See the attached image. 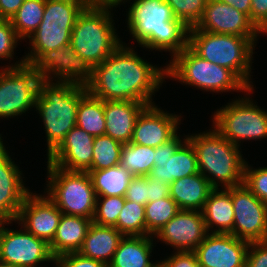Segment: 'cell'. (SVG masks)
<instances>
[{
    "label": "cell",
    "mask_w": 267,
    "mask_h": 267,
    "mask_svg": "<svg viewBox=\"0 0 267 267\" xmlns=\"http://www.w3.org/2000/svg\"><path fill=\"white\" fill-rule=\"evenodd\" d=\"M46 0H24L16 14L10 19L20 40L29 38L39 27Z\"/></svg>",
    "instance_id": "30"
},
{
    "label": "cell",
    "mask_w": 267,
    "mask_h": 267,
    "mask_svg": "<svg viewBox=\"0 0 267 267\" xmlns=\"http://www.w3.org/2000/svg\"><path fill=\"white\" fill-rule=\"evenodd\" d=\"M97 197L125 196L133 175L121 164L101 169L87 170Z\"/></svg>",
    "instance_id": "28"
},
{
    "label": "cell",
    "mask_w": 267,
    "mask_h": 267,
    "mask_svg": "<svg viewBox=\"0 0 267 267\" xmlns=\"http://www.w3.org/2000/svg\"><path fill=\"white\" fill-rule=\"evenodd\" d=\"M54 263L55 267H108L104 262L84 257L78 252L59 255Z\"/></svg>",
    "instance_id": "39"
},
{
    "label": "cell",
    "mask_w": 267,
    "mask_h": 267,
    "mask_svg": "<svg viewBox=\"0 0 267 267\" xmlns=\"http://www.w3.org/2000/svg\"><path fill=\"white\" fill-rule=\"evenodd\" d=\"M180 117L165 112L156 104L148 105L137 118L131 143L154 148L161 146L177 133Z\"/></svg>",
    "instance_id": "20"
},
{
    "label": "cell",
    "mask_w": 267,
    "mask_h": 267,
    "mask_svg": "<svg viewBox=\"0 0 267 267\" xmlns=\"http://www.w3.org/2000/svg\"><path fill=\"white\" fill-rule=\"evenodd\" d=\"M188 46L201 58L231 70L249 89H253L251 67L258 38L215 34L189 29Z\"/></svg>",
    "instance_id": "7"
},
{
    "label": "cell",
    "mask_w": 267,
    "mask_h": 267,
    "mask_svg": "<svg viewBox=\"0 0 267 267\" xmlns=\"http://www.w3.org/2000/svg\"><path fill=\"white\" fill-rule=\"evenodd\" d=\"M123 144L107 135L94 138L92 165L88 170H101L120 164Z\"/></svg>",
    "instance_id": "33"
},
{
    "label": "cell",
    "mask_w": 267,
    "mask_h": 267,
    "mask_svg": "<svg viewBox=\"0 0 267 267\" xmlns=\"http://www.w3.org/2000/svg\"><path fill=\"white\" fill-rule=\"evenodd\" d=\"M123 237L124 235L113 226H102L92 222L78 253L104 262L108 266Z\"/></svg>",
    "instance_id": "24"
},
{
    "label": "cell",
    "mask_w": 267,
    "mask_h": 267,
    "mask_svg": "<svg viewBox=\"0 0 267 267\" xmlns=\"http://www.w3.org/2000/svg\"><path fill=\"white\" fill-rule=\"evenodd\" d=\"M111 8L87 6L82 11L72 30L66 62L57 73L82 78L123 43L116 34Z\"/></svg>",
    "instance_id": "2"
},
{
    "label": "cell",
    "mask_w": 267,
    "mask_h": 267,
    "mask_svg": "<svg viewBox=\"0 0 267 267\" xmlns=\"http://www.w3.org/2000/svg\"><path fill=\"white\" fill-rule=\"evenodd\" d=\"M92 224V219L62 214L55 236L49 244L54 257L78 252Z\"/></svg>",
    "instance_id": "25"
},
{
    "label": "cell",
    "mask_w": 267,
    "mask_h": 267,
    "mask_svg": "<svg viewBox=\"0 0 267 267\" xmlns=\"http://www.w3.org/2000/svg\"><path fill=\"white\" fill-rule=\"evenodd\" d=\"M246 267H267V241L249 243Z\"/></svg>",
    "instance_id": "42"
},
{
    "label": "cell",
    "mask_w": 267,
    "mask_h": 267,
    "mask_svg": "<svg viewBox=\"0 0 267 267\" xmlns=\"http://www.w3.org/2000/svg\"><path fill=\"white\" fill-rule=\"evenodd\" d=\"M250 21L260 36L267 35V0H251Z\"/></svg>",
    "instance_id": "41"
},
{
    "label": "cell",
    "mask_w": 267,
    "mask_h": 267,
    "mask_svg": "<svg viewBox=\"0 0 267 267\" xmlns=\"http://www.w3.org/2000/svg\"><path fill=\"white\" fill-rule=\"evenodd\" d=\"M178 132L161 146L154 148V166L150 177L165 183L199 173L197 155L191 142L185 138L181 140Z\"/></svg>",
    "instance_id": "13"
},
{
    "label": "cell",
    "mask_w": 267,
    "mask_h": 267,
    "mask_svg": "<svg viewBox=\"0 0 267 267\" xmlns=\"http://www.w3.org/2000/svg\"><path fill=\"white\" fill-rule=\"evenodd\" d=\"M30 192L20 208L16 222L28 232L50 244L62 212L46 195Z\"/></svg>",
    "instance_id": "18"
},
{
    "label": "cell",
    "mask_w": 267,
    "mask_h": 267,
    "mask_svg": "<svg viewBox=\"0 0 267 267\" xmlns=\"http://www.w3.org/2000/svg\"><path fill=\"white\" fill-rule=\"evenodd\" d=\"M220 2L232 5L240 12L246 14L250 19L251 0H218Z\"/></svg>",
    "instance_id": "46"
},
{
    "label": "cell",
    "mask_w": 267,
    "mask_h": 267,
    "mask_svg": "<svg viewBox=\"0 0 267 267\" xmlns=\"http://www.w3.org/2000/svg\"><path fill=\"white\" fill-rule=\"evenodd\" d=\"M24 0H0V17L10 20L17 12Z\"/></svg>",
    "instance_id": "45"
},
{
    "label": "cell",
    "mask_w": 267,
    "mask_h": 267,
    "mask_svg": "<svg viewBox=\"0 0 267 267\" xmlns=\"http://www.w3.org/2000/svg\"><path fill=\"white\" fill-rule=\"evenodd\" d=\"M154 147L134 143L123 144L120 164L133 176H147L154 166Z\"/></svg>",
    "instance_id": "31"
},
{
    "label": "cell",
    "mask_w": 267,
    "mask_h": 267,
    "mask_svg": "<svg viewBox=\"0 0 267 267\" xmlns=\"http://www.w3.org/2000/svg\"><path fill=\"white\" fill-rule=\"evenodd\" d=\"M85 0H46L42 21L28 38L32 46L25 63L57 72L66 62L75 22L87 7Z\"/></svg>",
    "instance_id": "3"
},
{
    "label": "cell",
    "mask_w": 267,
    "mask_h": 267,
    "mask_svg": "<svg viewBox=\"0 0 267 267\" xmlns=\"http://www.w3.org/2000/svg\"><path fill=\"white\" fill-rule=\"evenodd\" d=\"M20 39L16 35L10 20H0V59L13 60L14 50Z\"/></svg>",
    "instance_id": "38"
},
{
    "label": "cell",
    "mask_w": 267,
    "mask_h": 267,
    "mask_svg": "<svg viewBox=\"0 0 267 267\" xmlns=\"http://www.w3.org/2000/svg\"><path fill=\"white\" fill-rule=\"evenodd\" d=\"M170 196V184L148 175L147 203Z\"/></svg>",
    "instance_id": "44"
},
{
    "label": "cell",
    "mask_w": 267,
    "mask_h": 267,
    "mask_svg": "<svg viewBox=\"0 0 267 267\" xmlns=\"http://www.w3.org/2000/svg\"><path fill=\"white\" fill-rule=\"evenodd\" d=\"M114 227L124 236H146L145 205L125 200Z\"/></svg>",
    "instance_id": "34"
},
{
    "label": "cell",
    "mask_w": 267,
    "mask_h": 267,
    "mask_svg": "<svg viewBox=\"0 0 267 267\" xmlns=\"http://www.w3.org/2000/svg\"><path fill=\"white\" fill-rule=\"evenodd\" d=\"M232 235L251 242L267 241V205L243 183L232 187Z\"/></svg>",
    "instance_id": "14"
},
{
    "label": "cell",
    "mask_w": 267,
    "mask_h": 267,
    "mask_svg": "<svg viewBox=\"0 0 267 267\" xmlns=\"http://www.w3.org/2000/svg\"><path fill=\"white\" fill-rule=\"evenodd\" d=\"M94 138L75 126L47 157V163L68 171H87L92 165Z\"/></svg>",
    "instance_id": "21"
},
{
    "label": "cell",
    "mask_w": 267,
    "mask_h": 267,
    "mask_svg": "<svg viewBox=\"0 0 267 267\" xmlns=\"http://www.w3.org/2000/svg\"><path fill=\"white\" fill-rule=\"evenodd\" d=\"M197 155L198 171L213 188H230L243 184L246 160L241 149L216 129L187 135Z\"/></svg>",
    "instance_id": "6"
},
{
    "label": "cell",
    "mask_w": 267,
    "mask_h": 267,
    "mask_svg": "<svg viewBox=\"0 0 267 267\" xmlns=\"http://www.w3.org/2000/svg\"><path fill=\"white\" fill-rule=\"evenodd\" d=\"M248 248L232 234L208 233L194 252L200 267H246Z\"/></svg>",
    "instance_id": "15"
},
{
    "label": "cell",
    "mask_w": 267,
    "mask_h": 267,
    "mask_svg": "<svg viewBox=\"0 0 267 267\" xmlns=\"http://www.w3.org/2000/svg\"><path fill=\"white\" fill-rule=\"evenodd\" d=\"M44 193L62 214L93 219L96 194L87 171H68L47 163Z\"/></svg>",
    "instance_id": "9"
},
{
    "label": "cell",
    "mask_w": 267,
    "mask_h": 267,
    "mask_svg": "<svg viewBox=\"0 0 267 267\" xmlns=\"http://www.w3.org/2000/svg\"><path fill=\"white\" fill-rule=\"evenodd\" d=\"M176 19L188 28L194 27L201 19L207 0H165Z\"/></svg>",
    "instance_id": "36"
},
{
    "label": "cell",
    "mask_w": 267,
    "mask_h": 267,
    "mask_svg": "<svg viewBox=\"0 0 267 267\" xmlns=\"http://www.w3.org/2000/svg\"><path fill=\"white\" fill-rule=\"evenodd\" d=\"M76 126L94 137L105 135L104 100L87 92L79 101Z\"/></svg>",
    "instance_id": "29"
},
{
    "label": "cell",
    "mask_w": 267,
    "mask_h": 267,
    "mask_svg": "<svg viewBox=\"0 0 267 267\" xmlns=\"http://www.w3.org/2000/svg\"><path fill=\"white\" fill-rule=\"evenodd\" d=\"M214 188L201 174L185 176L170 184V197L181 210L201 211Z\"/></svg>",
    "instance_id": "26"
},
{
    "label": "cell",
    "mask_w": 267,
    "mask_h": 267,
    "mask_svg": "<svg viewBox=\"0 0 267 267\" xmlns=\"http://www.w3.org/2000/svg\"><path fill=\"white\" fill-rule=\"evenodd\" d=\"M123 44L82 77L87 92L104 101L155 104L152 96L167 77L166 66H153Z\"/></svg>",
    "instance_id": "1"
},
{
    "label": "cell",
    "mask_w": 267,
    "mask_h": 267,
    "mask_svg": "<svg viewBox=\"0 0 267 267\" xmlns=\"http://www.w3.org/2000/svg\"><path fill=\"white\" fill-rule=\"evenodd\" d=\"M13 221H0V261L18 267H37L44 262H55L49 244L28 232L5 228ZM10 229V230H9Z\"/></svg>",
    "instance_id": "12"
},
{
    "label": "cell",
    "mask_w": 267,
    "mask_h": 267,
    "mask_svg": "<svg viewBox=\"0 0 267 267\" xmlns=\"http://www.w3.org/2000/svg\"><path fill=\"white\" fill-rule=\"evenodd\" d=\"M208 231L201 211L179 210L157 233V238L176 251H194Z\"/></svg>",
    "instance_id": "17"
},
{
    "label": "cell",
    "mask_w": 267,
    "mask_h": 267,
    "mask_svg": "<svg viewBox=\"0 0 267 267\" xmlns=\"http://www.w3.org/2000/svg\"><path fill=\"white\" fill-rule=\"evenodd\" d=\"M153 236H124L108 267H151Z\"/></svg>",
    "instance_id": "27"
},
{
    "label": "cell",
    "mask_w": 267,
    "mask_h": 267,
    "mask_svg": "<svg viewBox=\"0 0 267 267\" xmlns=\"http://www.w3.org/2000/svg\"><path fill=\"white\" fill-rule=\"evenodd\" d=\"M88 6L117 7L118 4H126L127 0H85ZM130 1V0H128Z\"/></svg>",
    "instance_id": "47"
},
{
    "label": "cell",
    "mask_w": 267,
    "mask_h": 267,
    "mask_svg": "<svg viewBox=\"0 0 267 267\" xmlns=\"http://www.w3.org/2000/svg\"><path fill=\"white\" fill-rule=\"evenodd\" d=\"M165 260L171 267H200L194 251H173Z\"/></svg>",
    "instance_id": "43"
},
{
    "label": "cell",
    "mask_w": 267,
    "mask_h": 267,
    "mask_svg": "<svg viewBox=\"0 0 267 267\" xmlns=\"http://www.w3.org/2000/svg\"><path fill=\"white\" fill-rule=\"evenodd\" d=\"M189 29L246 38H257L260 34L246 14L218 0H207L201 19Z\"/></svg>",
    "instance_id": "16"
},
{
    "label": "cell",
    "mask_w": 267,
    "mask_h": 267,
    "mask_svg": "<svg viewBox=\"0 0 267 267\" xmlns=\"http://www.w3.org/2000/svg\"><path fill=\"white\" fill-rule=\"evenodd\" d=\"M243 183L267 205V167L253 168L246 162Z\"/></svg>",
    "instance_id": "37"
},
{
    "label": "cell",
    "mask_w": 267,
    "mask_h": 267,
    "mask_svg": "<svg viewBox=\"0 0 267 267\" xmlns=\"http://www.w3.org/2000/svg\"><path fill=\"white\" fill-rule=\"evenodd\" d=\"M127 12L132 38L151 51H168L171 57L188 46L189 28L176 19L165 0H134Z\"/></svg>",
    "instance_id": "5"
},
{
    "label": "cell",
    "mask_w": 267,
    "mask_h": 267,
    "mask_svg": "<svg viewBox=\"0 0 267 267\" xmlns=\"http://www.w3.org/2000/svg\"><path fill=\"white\" fill-rule=\"evenodd\" d=\"M179 210L170 196L148 202L145 205L146 236H154Z\"/></svg>",
    "instance_id": "32"
},
{
    "label": "cell",
    "mask_w": 267,
    "mask_h": 267,
    "mask_svg": "<svg viewBox=\"0 0 267 267\" xmlns=\"http://www.w3.org/2000/svg\"><path fill=\"white\" fill-rule=\"evenodd\" d=\"M201 212L208 233L232 234L234 224L232 187L222 190L221 188H214Z\"/></svg>",
    "instance_id": "23"
},
{
    "label": "cell",
    "mask_w": 267,
    "mask_h": 267,
    "mask_svg": "<svg viewBox=\"0 0 267 267\" xmlns=\"http://www.w3.org/2000/svg\"><path fill=\"white\" fill-rule=\"evenodd\" d=\"M151 267H171L170 264L165 260L156 261V263H152Z\"/></svg>",
    "instance_id": "48"
},
{
    "label": "cell",
    "mask_w": 267,
    "mask_h": 267,
    "mask_svg": "<svg viewBox=\"0 0 267 267\" xmlns=\"http://www.w3.org/2000/svg\"><path fill=\"white\" fill-rule=\"evenodd\" d=\"M167 78L194 86L207 92L241 91L249 95V89L231 70L213 64L198 56L189 46L177 53L166 65Z\"/></svg>",
    "instance_id": "8"
},
{
    "label": "cell",
    "mask_w": 267,
    "mask_h": 267,
    "mask_svg": "<svg viewBox=\"0 0 267 267\" xmlns=\"http://www.w3.org/2000/svg\"><path fill=\"white\" fill-rule=\"evenodd\" d=\"M250 97L232 100L214 112L213 127L232 144L267 137V110L255 105Z\"/></svg>",
    "instance_id": "11"
},
{
    "label": "cell",
    "mask_w": 267,
    "mask_h": 267,
    "mask_svg": "<svg viewBox=\"0 0 267 267\" xmlns=\"http://www.w3.org/2000/svg\"><path fill=\"white\" fill-rule=\"evenodd\" d=\"M125 204V196L96 197L93 223L102 226H115L121 209Z\"/></svg>",
    "instance_id": "35"
},
{
    "label": "cell",
    "mask_w": 267,
    "mask_h": 267,
    "mask_svg": "<svg viewBox=\"0 0 267 267\" xmlns=\"http://www.w3.org/2000/svg\"><path fill=\"white\" fill-rule=\"evenodd\" d=\"M0 138V221H16L25 197L31 192L25 187L22 171L9 156Z\"/></svg>",
    "instance_id": "19"
},
{
    "label": "cell",
    "mask_w": 267,
    "mask_h": 267,
    "mask_svg": "<svg viewBox=\"0 0 267 267\" xmlns=\"http://www.w3.org/2000/svg\"><path fill=\"white\" fill-rule=\"evenodd\" d=\"M148 175L133 176L125 194V200L136 202L141 205L147 204Z\"/></svg>",
    "instance_id": "40"
},
{
    "label": "cell",
    "mask_w": 267,
    "mask_h": 267,
    "mask_svg": "<svg viewBox=\"0 0 267 267\" xmlns=\"http://www.w3.org/2000/svg\"><path fill=\"white\" fill-rule=\"evenodd\" d=\"M86 93L80 77L48 72L40 81L35 109L45 127L47 157L76 126L79 101Z\"/></svg>",
    "instance_id": "4"
},
{
    "label": "cell",
    "mask_w": 267,
    "mask_h": 267,
    "mask_svg": "<svg viewBox=\"0 0 267 267\" xmlns=\"http://www.w3.org/2000/svg\"><path fill=\"white\" fill-rule=\"evenodd\" d=\"M48 73L25 63L24 57L0 70V119L28 112L36 105L39 83ZM0 138H3L0 134Z\"/></svg>",
    "instance_id": "10"
},
{
    "label": "cell",
    "mask_w": 267,
    "mask_h": 267,
    "mask_svg": "<svg viewBox=\"0 0 267 267\" xmlns=\"http://www.w3.org/2000/svg\"><path fill=\"white\" fill-rule=\"evenodd\" d=\"M0 267H18V266H14L12 264L5 263L3 261H0Z\"/></svg>",
    "instance_id": "49"
},
{
    "label": "cell",
    "mask_w": 267,
    "mask_h": 267,
    "mask_svg": "<svg viewBox=\"0 0 267 267\" xmlns=\"http://www.w3.org/2000/svg\"><path fill=\"white\" fill-rule=\"evenodd\" d=\"M147 106L143 102L104 101L105 135L122 144L130 143L137 118Z\"/></svg>",
    "instance_id": "22"
}]
</instances>
